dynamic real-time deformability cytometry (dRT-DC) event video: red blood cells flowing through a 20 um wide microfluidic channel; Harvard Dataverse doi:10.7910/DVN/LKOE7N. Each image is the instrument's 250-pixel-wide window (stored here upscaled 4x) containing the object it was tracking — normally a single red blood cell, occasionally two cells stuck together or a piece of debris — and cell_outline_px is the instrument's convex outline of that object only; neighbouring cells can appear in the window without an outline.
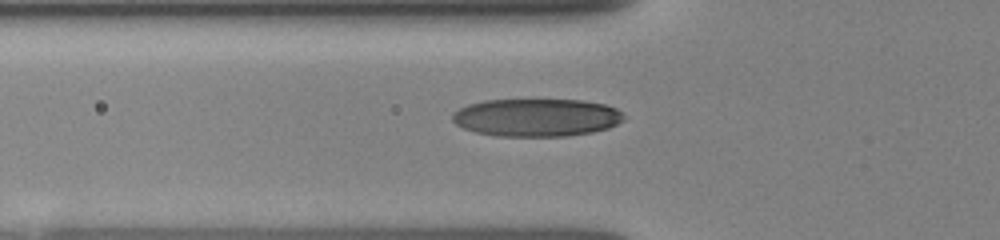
{"species": "human", "species_latin": "Homo sapiens", "temperature_condition": "room temperature", "stored_images_in_passage": 40, "camera_frame_rate_fps": 3000, "um_per_image_px": 0.085, "donor": {"sex": "female"}, "frame": {"image": 1, "passage_image": 2, "time_ms": 0.333, "image_size_px": [1000, 240], "cell_outline_px": [[624, 120], [608, 128], [592, 132], [568, 136], [496, 136], [476, 132], [464, 128], [456, 124], [452, 120], [452, 112], [468, 104], [484, 100], [584, 100], [604, 104], [616, 108], [624, 116]], "centroid_in_image_um": [45.59, 9.99], "position_along_channel_um": 80.2, "area_um2": 37.86}}
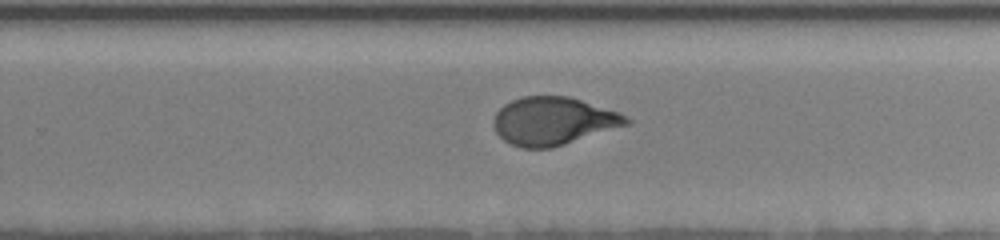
{"frame": {"image": 2, "passage_image": 21, "time_ms": 5.333, "image_size_px": [1000, 240], "cell_outline_px": [[632, 124], [552, 148], [520, 148], [504, 140], [496, 132], [492, 124], [492, 120], [496, 112], [504, 104], [512, 100], [524, 96], [568, 96], [620, 112], [632, 120]], "centroid_in_image_um": [47.05, 10.29], "position_along_channel_um": 282.8, "area_um2": 37.4}}
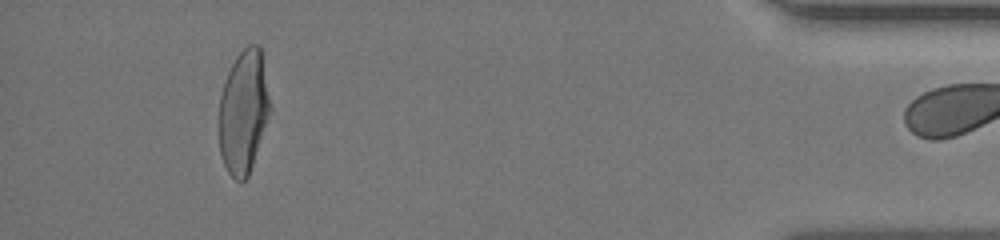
{"frame": {"image": 3, "passage_image": 38, "time_ms": 10.0, "image_size_px": [1000, 240], "cell_outline_px": [[272, 108], [248, 176], [244, 180], [236, 180], [228, 172], [224, 164], [220, 152], [220, 96], [224, 80], [236, 56], [248, 44], [260, 44]], "centroid_in_image_um": [20.72, 9.45], "position_along_channel_um": 414.5, "area_um2": 36.59}}